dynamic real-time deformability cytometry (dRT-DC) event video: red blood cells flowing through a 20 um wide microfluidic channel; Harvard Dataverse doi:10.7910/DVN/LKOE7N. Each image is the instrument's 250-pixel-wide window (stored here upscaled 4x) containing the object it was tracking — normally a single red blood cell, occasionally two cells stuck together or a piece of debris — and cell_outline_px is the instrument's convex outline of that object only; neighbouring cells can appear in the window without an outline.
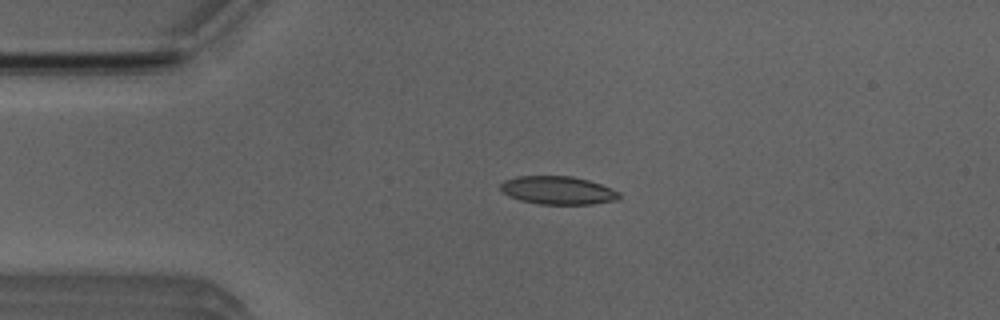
{"species": "Egyptian fruit bat (a non-hibernating species)", "species_latin": "Rousettus aegyptiacus", "temperature_condition": "room temperature", "stored_images_in_passage": 42, "camera_frame_rate_fps": 3000, "um_per_image_px": 0.085, "animal": {"sex": "male"}, "frame": {"image": 1, "passage_image": 1, "time_ms": 0.0, "image_size_px": [1000, 320], "cell_outline_px": [[620, 196], [616, 200], [592, 204], [540, 204], [520, 200], [504, 192], [500, 188], [500, 184], [504, 180], [516, 176], [572, 176], [588, 180], [612, 188], [620, 192]], "centroid_in_image_um": [47.43, 16.17], "position_along_channel_um": 37.6, "area_um2": 19.36}}
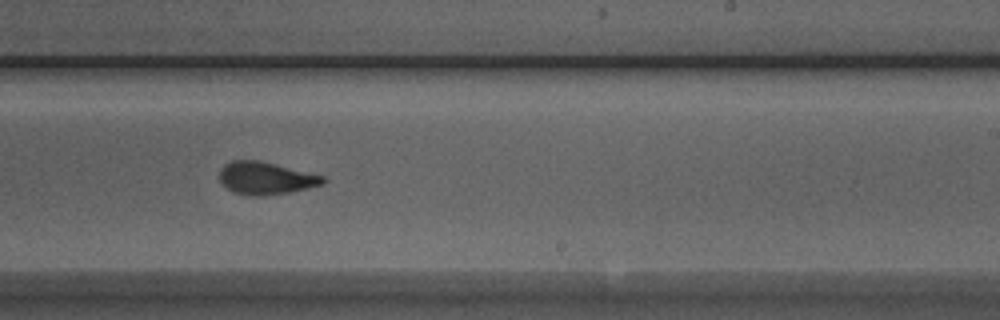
{"frame": {"image": 2, "passage_image": 21, "time_ms": 6.667, "image_size_px": [1000, 320], "cell_outline_px": [[328, 180], [324, 184], [308, 188], [288, 192], [264, 196], [252, 196], [232, 192], [220, 180], [220, 168], [224, 164], [232, 160], [256, 160], [324, 176]], "centroid_in_image_um": [22.58, 15.15], "position_along_channel_um": 266.4, "area_um2": 19.42}}
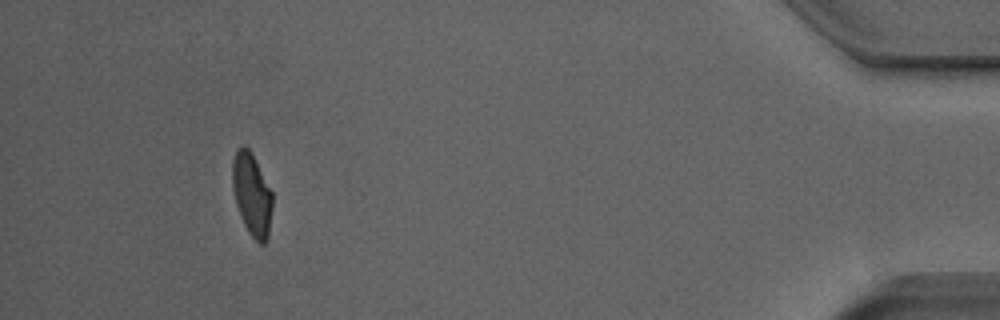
{"frame": {"image": 3, "passage_image": 38, "time_ms": 12.333, "image_size_px": [1000, 320], "cell_outline_px": [[272, 208], [268, 236], [264, 244], [260, 244], [248, 232], [240, 216], [236, 204], [232, 188], [232, 160], [236, 148], [244, 144], [252, 152], [272, 192]], "centroid_in_image_um": [21.39, 16.48], "position_along_channel_um": 413.8, "area_um2": 19.42}, "authors_computed_cell_mechanics": {"area_um2": 19.5653, "velocity_mm_per_s": 3.8624, "shape_relaxation_time_tau1_ms": 4.1206, "shape_relaxation_time_tau2_ms": 1.4751, "deformation_change_tau1": 0.1831, "deformation_change_tau2": 0.0888}}